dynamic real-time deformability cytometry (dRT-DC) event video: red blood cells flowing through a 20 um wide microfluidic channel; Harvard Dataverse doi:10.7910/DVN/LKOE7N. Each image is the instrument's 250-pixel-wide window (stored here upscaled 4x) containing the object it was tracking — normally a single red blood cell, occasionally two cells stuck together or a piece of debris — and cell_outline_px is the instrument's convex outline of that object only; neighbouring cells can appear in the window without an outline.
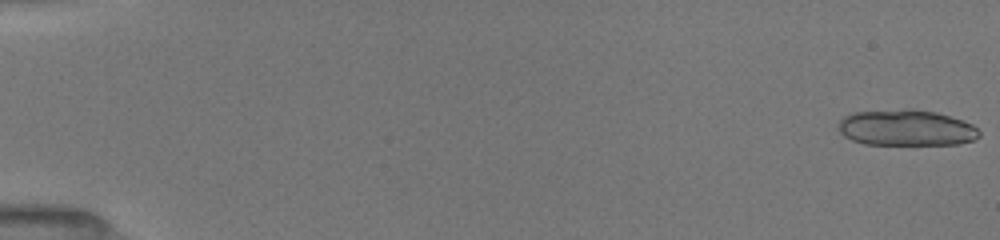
{"species": "common noctule bat (a hibernating species)", "species_latin": "Nyctalus noctula", "temperature_condition": "room temperature", "stored_images_in_passage": 37, "camera_frame_rate_fps": 3000, "um_per_image_px": 0.085, "animal": {"sex": "female", "body_mass_g": 19.5, "forearm_length_mm": 54.1}, "frame": {"image": 1, "passage_image": 1, "time_ms": 0.0, "image_size_px": [1000, 240], "cell_outline_px": [[980, 136], [972, 140], [956, 144], [864, 144], [852, 140], [844, 136], [840, 132], [840, 120], [844, 116], [852, 112], [908, 108], [912, 108], [936, 112], [964, 120], [972, 124], [980, 132]], "centroid_in_image_um": [77.03, 10.85], "position_along_channel_um": 8.0, "area_um2": 29.65}}
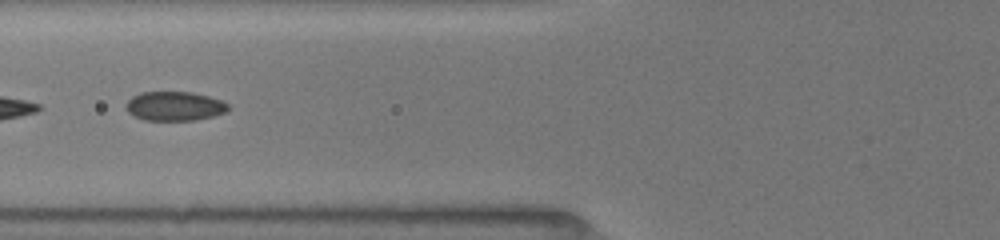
{"frame": {"image": 2, "passage_image": 22, "time_ms": 7.0, "image_size_px": [1000, 240], "cell_outline_px": [[228, 108], [224, 112], [212, 116], [196, 120], [144, 120], [128, 112], [124, 108], [124, 104], [132, 96], [140, 92], [192, 92], [208, 96], [220, 100], [228, 104]], "centroid_in_image_um": [14.78, 9.01], "position_along_channel_um": 111.0, "area_um2": 17.34}}
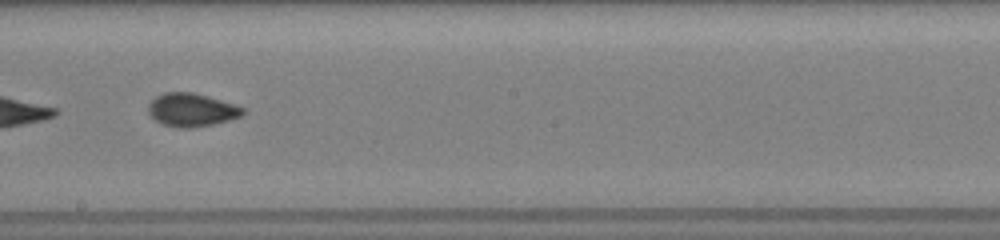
{"frame": {"image": 3, "passage_image": 31, "time_ms": 10.0, "image_size_px": [1000, 240], "cell_outline_px": [[248, 112], [240, 116], [228, 120], [212, 124], [192, 128], [176, 128], [164, 124], [156, 120], [148, 112], [148, 104], [156, 96], [164, 92], [192, 92], [208, 96], [244, 108]], "centroid_in_image_um": [16.28, 9.34], "position_along_channel_um": 231.9, "area_um2": 18.21}}